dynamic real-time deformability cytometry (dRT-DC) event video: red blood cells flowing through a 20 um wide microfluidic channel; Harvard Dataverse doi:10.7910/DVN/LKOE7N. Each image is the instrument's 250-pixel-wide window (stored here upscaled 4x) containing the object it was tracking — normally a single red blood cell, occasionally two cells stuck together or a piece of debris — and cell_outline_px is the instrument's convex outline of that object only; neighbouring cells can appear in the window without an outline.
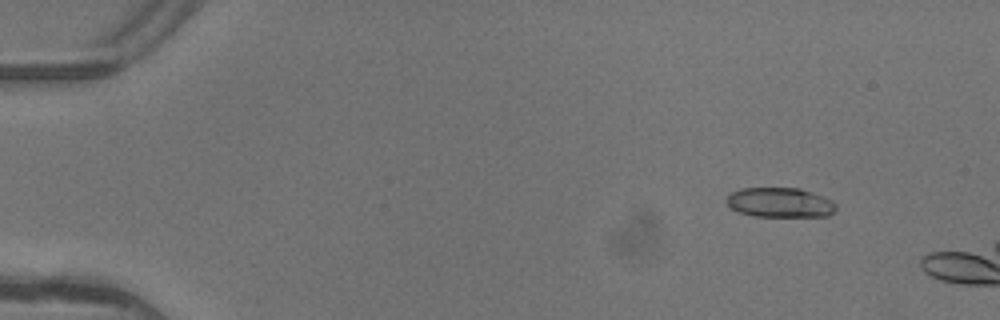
{"species": "common noctule bat (a hibernating species)", "species_latin": "Nyctalus noctula", "temperature_condition": "warm", "stored_images_in_passage": 4, "camera_frame_rate_fps": 3000, "um_per_image_px": 0.085, "animal": {"sex": "female"}, "frame": {"image": 1, "passage_image": 2, "time_ms": 0.333, "image_size_px": [1000, 320], "cell_outline_px": [[836, 208], [828, 216], [752, 216], [740, 212], [732, 208], [724, 200], [732, 192], [740, 188], [800, 188], [812, 192], [832, 200], [836, 204]], "centroid_in_image_um": [66.29, 17.21], "position_along_channel_um": 18.7, "area_um2": 18.9}}